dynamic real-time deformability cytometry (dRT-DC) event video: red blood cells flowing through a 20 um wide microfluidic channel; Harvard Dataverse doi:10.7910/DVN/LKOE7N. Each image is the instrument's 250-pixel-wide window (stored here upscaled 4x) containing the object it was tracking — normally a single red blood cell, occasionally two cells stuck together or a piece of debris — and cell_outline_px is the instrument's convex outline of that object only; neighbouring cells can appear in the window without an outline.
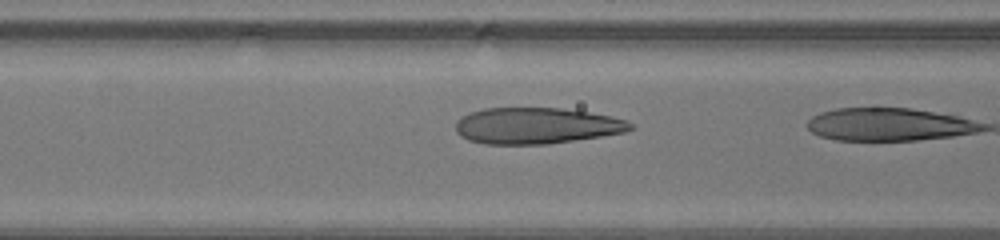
{"species": "human", "species_latin": "Homo sapiens", "temperature_condition": "warm", "stored_images_in_passage": 15, "camera_frame_rate_fps": 3000, "um_per_image_px": 0.085, "donor": {"sex": "male"}, "frame": {"image": 1, "passage_image": 13, "time_ms": 4.0, "image_size_px": [1000, 240], "cell_outline_px": [[636, 128], [624, 132], [600, 136], [548, 144], [484, 144], [468, 140], [460, 136], [456, 132], [456, 120], [468, 112], [484, 108], [560, 108], [588, 112], [628, 120]], "centroid_in_image_um": [45.56, 10.69], "position_along_channel_um": 121.0, "area_um2": 36.93}}